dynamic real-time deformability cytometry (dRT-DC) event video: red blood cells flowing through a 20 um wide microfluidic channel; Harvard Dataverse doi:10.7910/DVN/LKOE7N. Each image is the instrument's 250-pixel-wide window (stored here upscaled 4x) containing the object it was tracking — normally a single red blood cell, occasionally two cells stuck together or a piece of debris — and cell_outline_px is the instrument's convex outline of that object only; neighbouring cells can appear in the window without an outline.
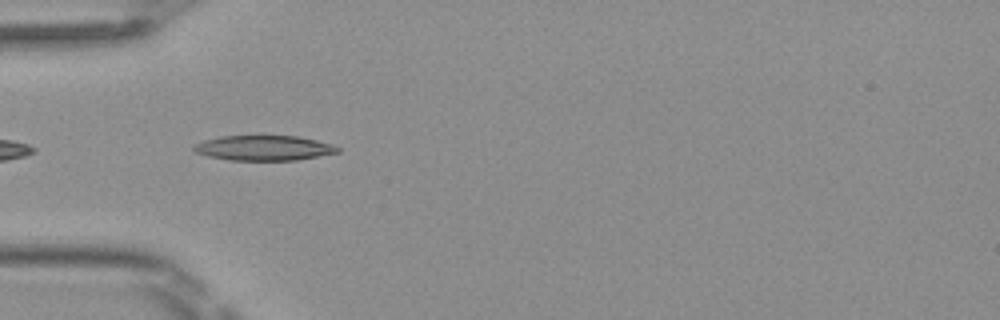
{"species": "Egyptian fruit bat (a non-hibernating species)", "species_latin": "Rousettus aegyptiacus", "temperature_condition": "room temperature", "stored_images_in_passage": 36, "camera_frame_rate_fps": 3000, "um_per_image_px": 0.085, "frame": {"image": 1, "passage_image": 2, "time_ms": 0.333, "image_size_px": [1000, 320], "cell_outline_px": [[340, 152], [296, 160], [228, 160], [208, 156], [196, 152], [192, 148], [196, 144], [204, 140], [220, 136], [296, 136], [316, 140], [332, 144], [340, 148]], "centroid_in_image_um": [22.43, 12.58], "position_along_channel_um": 62.6, "area_um2": 20.87}}
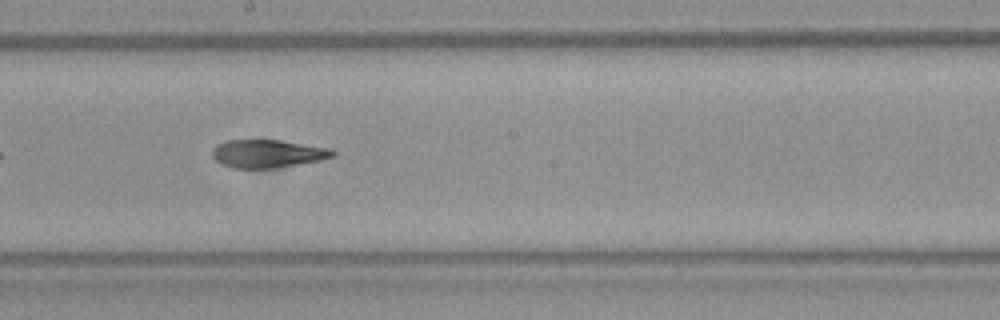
{"frame": {"image": 2, "passage_image": 14, "time_ms": 4.333, "image_size_px": [1000, 320], "cell_outline_px": [[336, 156], [320, 160], [276, 168], [232, 168], [220, 164], [212, 156], [212, 148], [216, 144], [228, 140], [280, 140], [332, 148], [336, 152]], "centroid_in_image_um": [22.75, 13.06], "position_along_channel_um": 225.4, "area_um2": 19.88}}
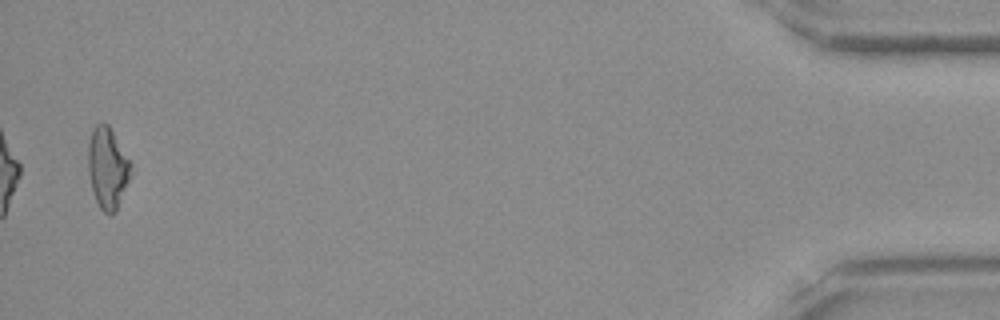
{"frame": {"image": 3, "passage_image": 35, "time_ms": 11.333, "image_size_px": [1000, 320], "cell_outline_px": [[132, 164], [128, 180], [116, 212], [104, 212], [100, 208], [96, 200], [92, 188], [88, 172], [88, 144], [92, 128], [100, 120], [104, 120], [108, 124]], "centroid_in_image_um": [9.12, 14.2], "position_along_channel_um": 426.1, "area_um2": 20.06}, "authors_computed_cell_mechanics": {"area_um2": 20.0566, "velocity_mm_per_s": 4.1053, "shape_relaxation_time_tau1_ms": null, "shape_relaxation_time_tau2_ms": 4.0178, "deformation_change_tau1": null, "deformation_change_tau2": 0.1445}}